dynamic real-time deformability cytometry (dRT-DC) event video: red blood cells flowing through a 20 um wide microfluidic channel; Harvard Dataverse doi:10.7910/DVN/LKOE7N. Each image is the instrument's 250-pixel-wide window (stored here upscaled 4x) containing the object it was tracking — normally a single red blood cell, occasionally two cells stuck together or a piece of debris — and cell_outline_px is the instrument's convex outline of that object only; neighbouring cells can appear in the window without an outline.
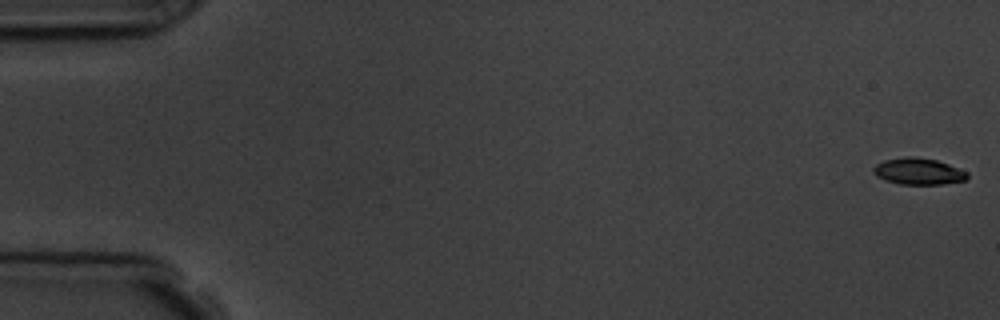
{"species": "common noctule bat (a hibernating species)", "species_latin": "Nyctalus noctula", "temperature_condition": "room temperature", "stored_images_in_passage": 9, "camera_frame_rate_fps": 3000, "um_per_image_px": 0.085, "animal": {"sex": "male", "body_mass_g": 19.5, "forearm_length_mm": 54.6}, "frame": {"image": 1, "passage_image": 1, "time_ms": 0.0, "image_size_px": [1000, 320], "cell_outline_px": [[968, 176], [964, 180], [944, 184], [900, 184], [884, 180], [876, 176], [872, 172], [872, 168], [876, 164], [884, 160], [908, 156], [916, 156], [936, 160], [948, 164], [968, 172]], "centroid_in_image_um": [78.03, 14.56], "position_along_channel_um": 7.0, "area_um2": 14.57}}
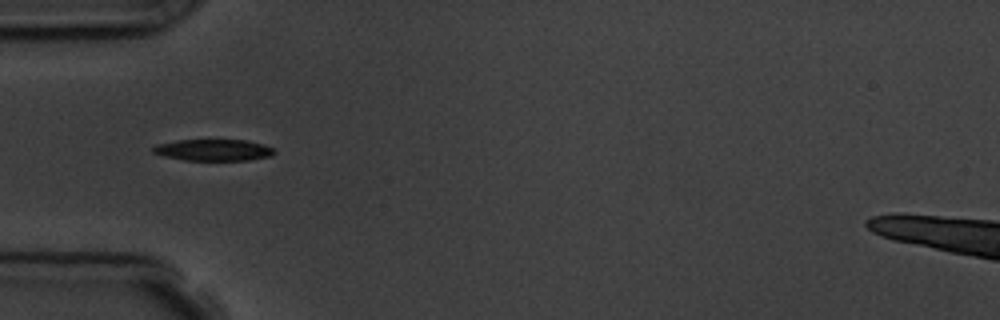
{"frame": {"image": 2, "passage_image": 6, "time_ms": 5.667, "image_size_px": [1000, 320], "cell_outline_px": [[276, 152], [272, 156], [248, 160], [184, 160], [164, 156], [152, 152], [152, 148], [156, 144], [176, 140], [244, 140], [264, 144], [276, 148]], "centroid_in_image_um": [18.18, 12.75], "position_along_channel_um": 66.8, "area_um2": 15.32}}